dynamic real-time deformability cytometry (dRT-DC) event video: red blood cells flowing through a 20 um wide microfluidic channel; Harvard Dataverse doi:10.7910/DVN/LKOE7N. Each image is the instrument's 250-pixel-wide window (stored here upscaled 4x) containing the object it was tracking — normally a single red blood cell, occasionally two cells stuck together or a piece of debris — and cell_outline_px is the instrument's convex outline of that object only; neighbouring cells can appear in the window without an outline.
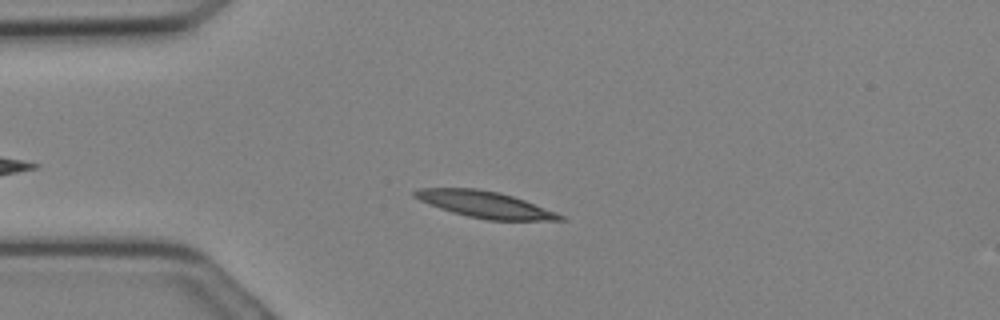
{"species": "Egyptian fruit bat (a non-hibernating species)", "species_latin": "Rousettus aegyptiacus", "temperature_condition": "cold", "stored_images_in_passage": 15, "camera_frame_rate_fps": 3000, "um_per_image_px": 0.085, "animal": {"sex": "female"}, "frame": {"image": 1, "passage_image": 6, "time_ms": 1.667, "image_size_px": [1000, 320], "cell_outline_px": [[568, 220], [488, 220], [468, 216], [452, 212], [440, 208], [420, 200], [412, 196], [412, 192], [416, 188], [476, 188], [500, 192], [524, 200], [556, 212], [564, 216]], "centroid_in_image_um": [41.2, 17.37], "position_along_channel_um": 43.8, "area_um2": 22.31}}
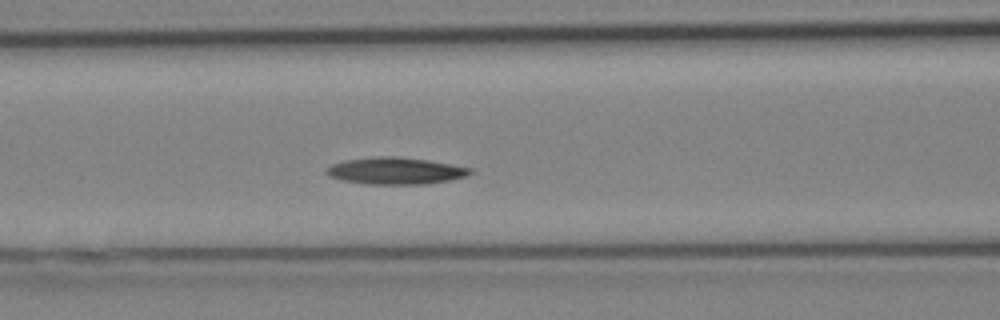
{"frame": {"image": 2, "passage_image": 11, "time_ms": 3.333, "image_size_px": [1000, 320], "cell_outline_px": [[472, 172], [464, 176], [448, 180], [424, 184], [368, 184], [344, 180], [328, 176], [324, 172], [332, 164], [344, 160], [376, 156], [400, 156], [428, 160], [452, 164], [472, 168]], "centroid_in_image_um": [33.59, 14.51], "position_along_channel_um": 133.0, "area_um2": 22.43}}
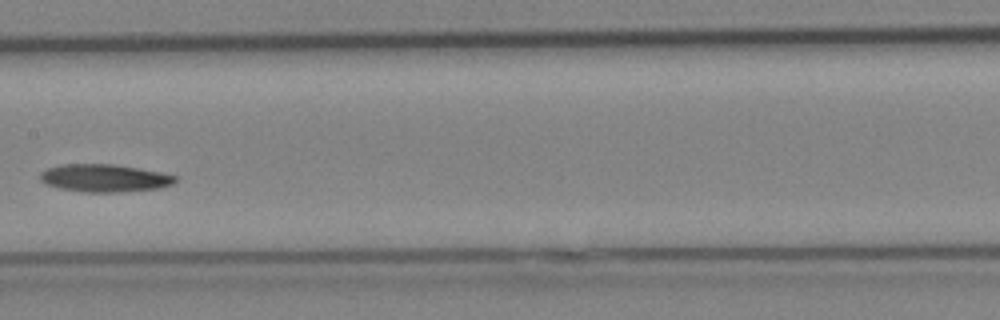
{"frame": {"image": 3, "passage_image": 14, "time_ms": 4.333, "image_size_px": [1000, 320], "cell_outline_px": [[176, 180], [172, 184], [160, 188], [120, 192], [84, 192], [60, 188], [44, 184], [40, 180], [40, 172], [48, 168], [60, 164], [112, 164], [160, 172], [176, 176]], "centroid_in_image_um": [8.84, 15.14], "position_along_channel_um": 198.6, "area_um2": 21.73}}